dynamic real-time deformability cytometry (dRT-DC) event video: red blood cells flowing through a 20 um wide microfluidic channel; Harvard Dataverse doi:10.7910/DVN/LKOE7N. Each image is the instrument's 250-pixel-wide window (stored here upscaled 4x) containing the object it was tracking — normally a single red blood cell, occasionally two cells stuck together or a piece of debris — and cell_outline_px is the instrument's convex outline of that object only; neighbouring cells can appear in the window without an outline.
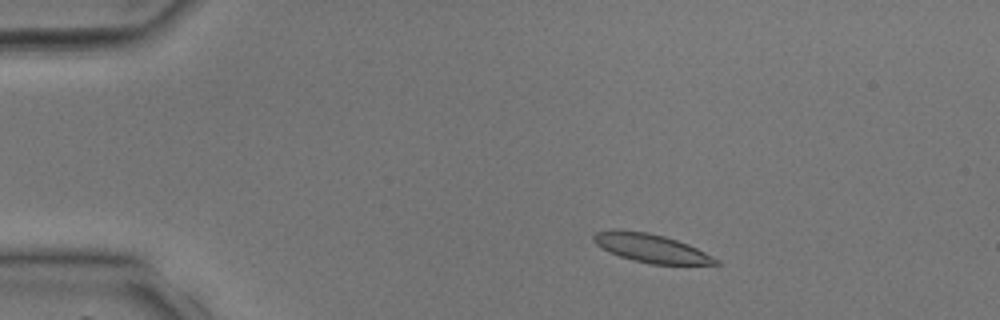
{"species": "common noctule bat (a hibernating species)", "species_latin": "Nyctalus noctula", "temperature_condition": "room temperature", "stored_images_in_passage": 35, "camera_frame_rate_fps": 3000, "um_per_image_px": 0.085, "animal": {"sex": "male", "body_mass_g": 17.9, "forearm_length_mm": 54.2}, "frame": {"image": 1, "passage_image": 3, "time_ms": 0.667, "image_size_px": [1000, 320], "cell_outline_px": [[720, 264], [652, 264], [632, 260], [620, 256], [596, 244], [592, 240], [592, 236], [596, 232], [612, 228], [648, 232], [664, 236], [688, 244], [720, 260]], "centroid_in_image_um": [55.31, 21.07], "position_along_channel_um": 29.7, "area_um2": 20.17}}
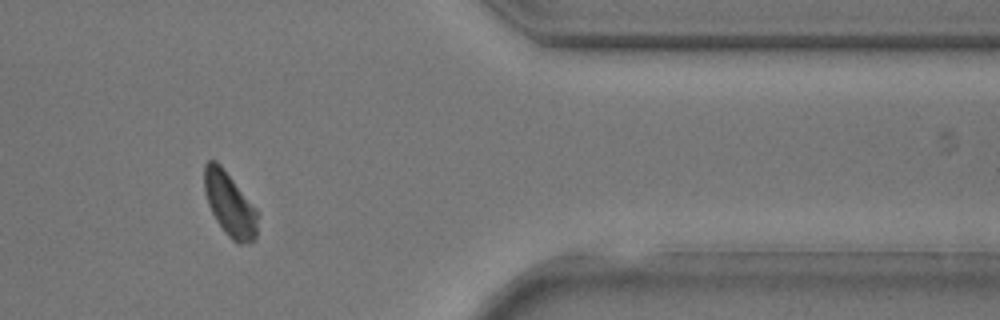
{"frame": {"image": 2, "passage_image": 29, "time_ms": 9.333, "image_size_px": [1000, 320], "cell_outline_px": [[256, 236], [248, 244], [240, 244], [232, 240], [224, 232], [216, 220], [208, 204], [204, 192], [204, 164], [208, 160], [216, 160], [224, 168], [256, 208]], "centroid_in_image_um": [19.49, 17.34], "position_along_channel_um": 391.9, "area_um2": 19.77}}
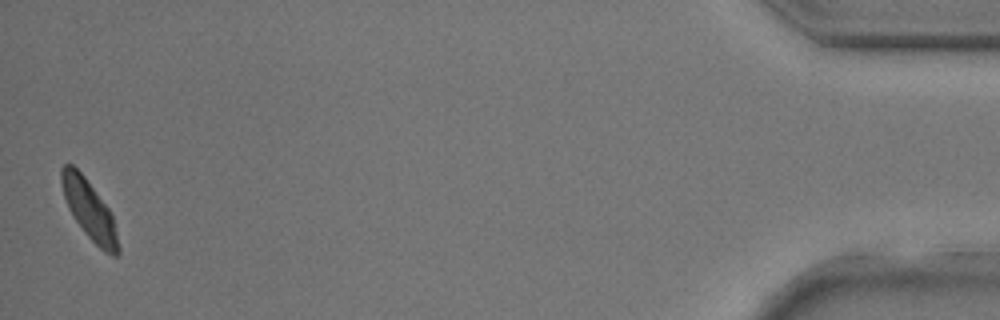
{"frame": {"image": 3, "passage_image": 35, "time_ms": 11.333, "image_size_px": [1000, 320], "cell_outline_px": [[120, 252], [116, 256], [112, 256], [104, 252], [84, 232], [72, 216], [68, 208], [64, 196], [60, 180], [60, 168], [64, 164], [72, 164], [84, 176], [108, 208], [112, 216], [120, 248]], "centroid_in_image_um": [7.57, 17.84], "position_along_channel_um": 427.6, "area_um2": 19.36}}